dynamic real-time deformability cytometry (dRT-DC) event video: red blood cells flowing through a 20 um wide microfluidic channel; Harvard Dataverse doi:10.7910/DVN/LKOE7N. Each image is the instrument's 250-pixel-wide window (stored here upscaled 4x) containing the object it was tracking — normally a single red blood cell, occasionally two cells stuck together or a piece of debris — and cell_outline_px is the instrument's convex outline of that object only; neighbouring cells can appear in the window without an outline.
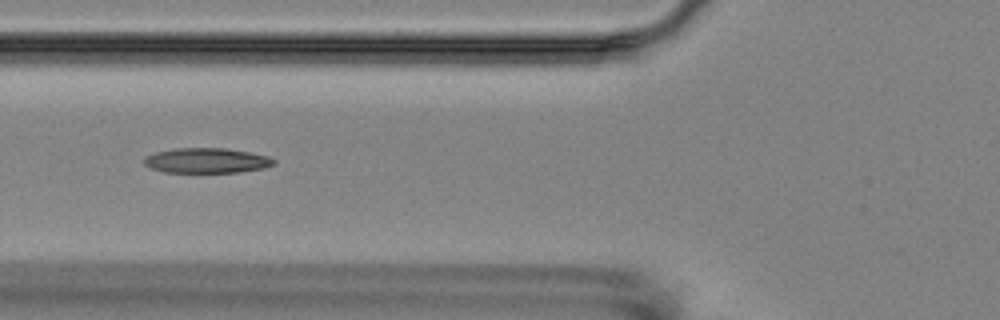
{"species": "Egyptian fruit bat (a non-hibernating species)", "species_latin": "Rousettus aegyptiacus", "temperature_condition": "room temperature", "stored_images_in_passage": 6, "camera_frame_rate_fps": 3000, "um_per_image_px": 0.085, "animal": {"sex": "female"}, "frame": {"image": 1, "passage_image": 4, "time_ms": 3.667, "image_size_px": [1000, 320], "cell_outline_px": [[276, 164], [264, 168], [240, 172], [164, 172], [152, 168], [144, 164], [144, 156], [156, 152], [176, 148], [224, 148], [248, 152], [268, 156], [276, 160]], "centroid_in_image_um": [17.58, 13.64], "position_along_channel_um": 108.2, "area_um2": 18.9}}
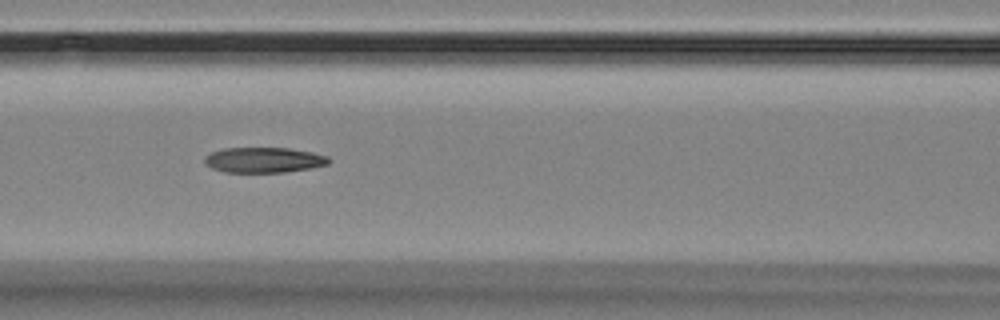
{"frame": {"image": 2, "passage_image": 5, "time_ms": 4.667, "image_size_px": [1000, 320], "cell_outline_px": [[332, 160], [328, 164], [312, 168], [284, 172], [224, 172], [212, 168], [204, 160], [204, 156], [212, 152], [224, 148], [288, 148], [312, 152], [328, 156]], "centroid_in_image_um": [22.46, 13.59], "position_along_channel_um": 144.1, "area_um2": 18.32}}
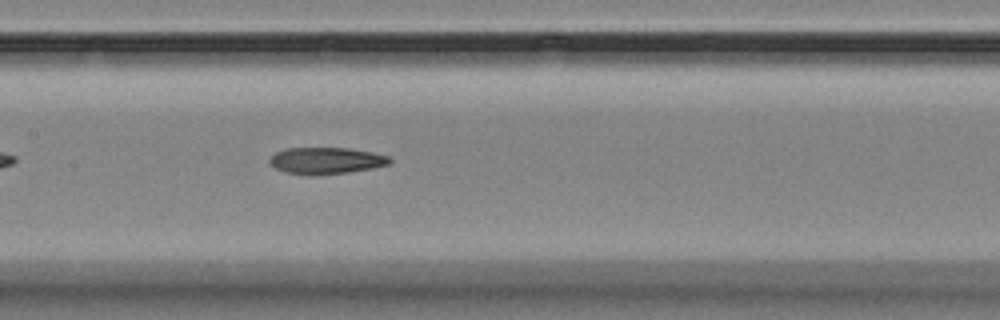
{"frame": {"image": 3, "passage_image": 6, "time_ms": 5.667, "image_size_px": [1000, 320], "cell_outline_px": [[392, 160], [388, 164], [372, 168], [348, 172], [284, 172], [276, 168], [268, 160], [276, 152], [284, 148], [348, 148], [372, 152], [388, 156]], "centroid_in_image_um": [27.75, 13.6], "position_along_channel_um": 179.7, "area_um2": 17.69}}